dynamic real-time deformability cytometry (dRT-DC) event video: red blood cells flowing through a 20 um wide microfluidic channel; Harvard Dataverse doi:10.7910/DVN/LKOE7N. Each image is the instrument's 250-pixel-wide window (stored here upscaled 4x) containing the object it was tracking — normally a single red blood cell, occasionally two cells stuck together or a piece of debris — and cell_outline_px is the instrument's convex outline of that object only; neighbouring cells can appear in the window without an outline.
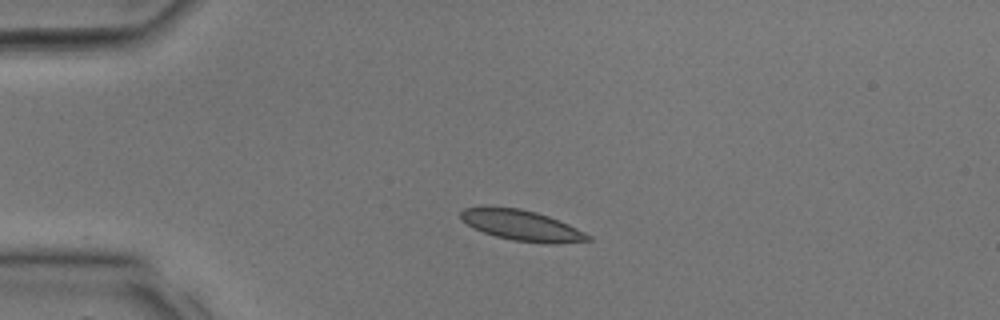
{"species": "common noctule bat (a hibernating species)", "species_latin": "Nyctalus noctula", "temperature_condition": "room temperature", "stored_images_in_passage": 30, "camera_frame_rate_fps": 3000, "um_per_image_px": 0.085, "animal": {"sex": "male", "body_mass_g": 17.9, "forearm_length_mm": 54.2}, "frame": {"image": 1, "passage_image": 7, "time_ms": 2.0, "image_size_px": [1000, 320], "cell_outline_px": [[592, 240], [556, 244], [552, 244], [512, 240], [496, 236], [484, 232], [460, 220], [460, 212], [464, 208], [520, 208], [536, 212], [548, 216], [568, 224], [592, 236]], "centroid_in_image_um": [44.4, 19.18], "position_along_channel_um": 40.6, "area_um2": 22.2}}
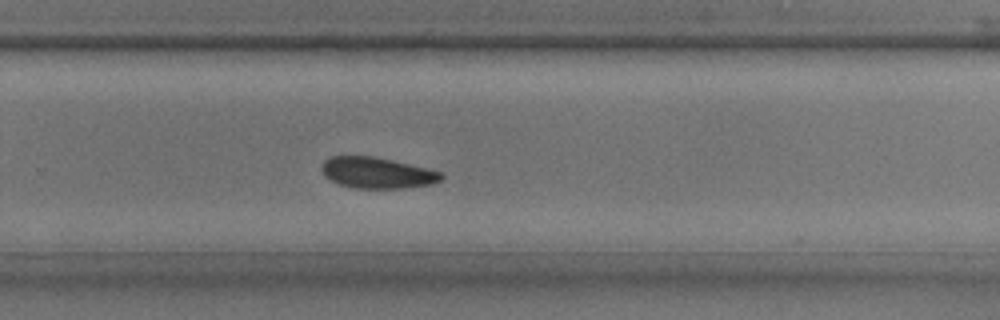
{"frame": {"image": 2, "passage_image": 21, "time_ms": 6.667, "image_size_px": [1000, 320], "cell_outline_px": [[444, 176], [440, 180], [432, 184], [404, 188], [352, 188], [340, 184], [324, 176], [320, 168], [324, 160], [328, 156], [372, 156], [392, 160], [444, 172]], "centroid_in_image_um": [32.04, 14.68], "position_along_channel_um": 297.8, "area_um2": 21.73}}
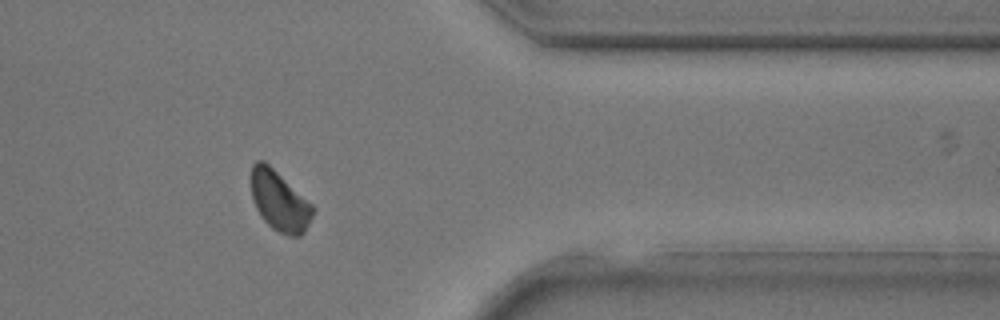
{"frame": {"image": 3, "passage_image": 26, "time_ms": 8.333, "image_size_px": [1000, 320], "cell_outline_px": [[316, 208], [304, 232], [300, 236], [288, 236], [272, 228], [264, 220], [256, 208], [252, 200], [252, 164], [256, 160], [264, 160], [312, 204]], "centroid_in_image_um": [23.76, 17.09], "position_along_channel_um": 387.6, "area_um2": 21.33}}